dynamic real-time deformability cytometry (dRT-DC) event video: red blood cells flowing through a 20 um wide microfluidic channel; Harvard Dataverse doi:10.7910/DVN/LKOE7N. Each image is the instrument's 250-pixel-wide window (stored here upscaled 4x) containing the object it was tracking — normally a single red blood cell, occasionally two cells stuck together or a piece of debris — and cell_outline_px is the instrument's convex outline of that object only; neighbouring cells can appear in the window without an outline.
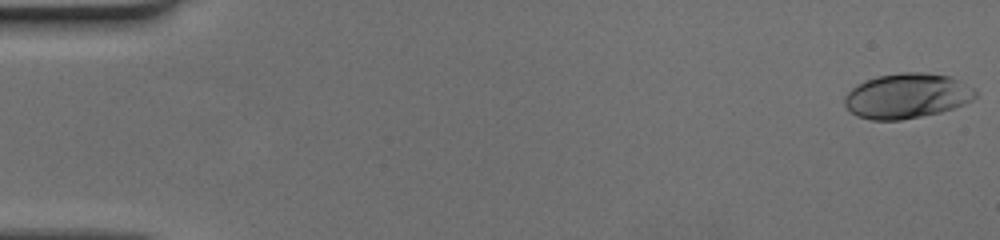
{"species": "human", "species_latin": "Homo sapiens", "temperature_condition": "cold", "stored_images_in_passage": 52, "camera_frame_rate_fps": 3000, "um_per_image_px": 0.085, "donor": {"sex": "female"}, "frame": {"image": 1, "passage_image": 1, "time_ms": 0.0, "image_size_px": [1000, 240], "cell_outline_px": [[976, 96], [972, 100], [964, 104], [940, 112], [900, 120], [872, 120], [856, 116], [844, 104], [844, 96], [852, 88], [876, 76], [900, 72], [924, 72], [952, 76], [976, 88]], "centroid_in_image_um": [77.12, 8.14], "position_along_channel_um": 7.9, "area_um2": 34.39}}
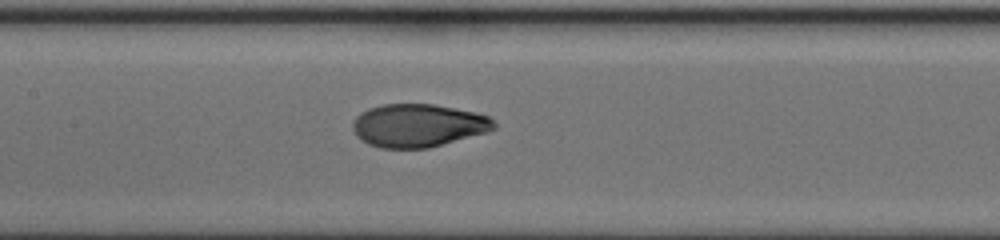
{"frame": {"image": 2, "passage_image": 26, "time_ms": 8.333, "image_size_px": [1000, 240], "cell_outline_px": [[496, 128], [488, 132], [428, 148], [380, 148], [368, 144], [360, 140], [356, 136], [352, 128], [352, 124], [356, 116], [360, 112], [368, 108], [380, 104], [432, 104], [476, 112], [488, 116], [496, 124]], "centroid_in_image_um": [35.51, 10.66], "position_along_channel_um": 171.9, "area_um2": 35.66}}
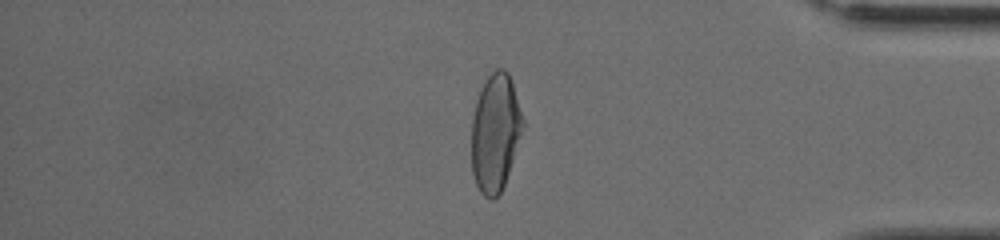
{"frame": {"image": 3, "passage_image": 44, "time_ms": 14.333, "image_size_px": [1000, 240], "cell_outline_px": [[524, 124], [504, 184], [500, 192], [492, 200], [484, 196], [480, 192], [476, 184], [472, 172], [472, 116], [476, 100], [480, 88], [484, 80], [496, 68], [504, 68], [508, 72], [524, 120]], "centroid_in_image_um": [42.07, 11.24], "position_along_channel_um": 393.1, "area_um2": 34.91}}